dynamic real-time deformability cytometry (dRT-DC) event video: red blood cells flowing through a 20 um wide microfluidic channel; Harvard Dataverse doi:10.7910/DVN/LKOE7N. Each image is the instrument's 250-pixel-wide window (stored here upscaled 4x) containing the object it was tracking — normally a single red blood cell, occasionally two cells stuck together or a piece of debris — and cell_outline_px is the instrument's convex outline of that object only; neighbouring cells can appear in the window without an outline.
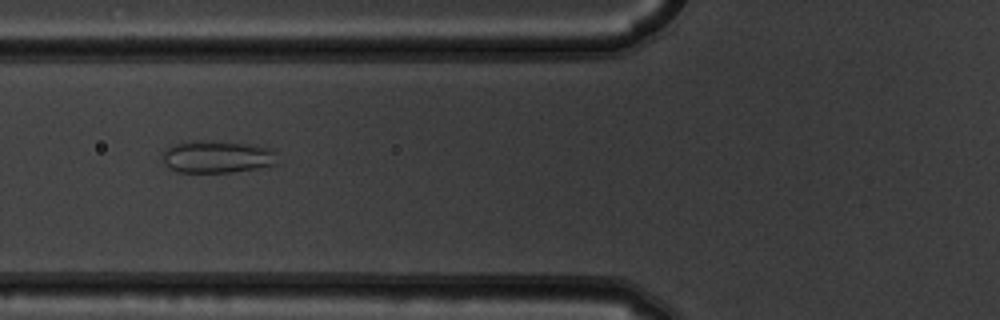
{"species": "common noctule bat (a hibernating species)", "species_latin": "Nyctalus noctula", "temperature_condition": "warm", "stored_images_in_passage": 9, "camera_frame_rate_fps": 3000, "um_per_image_px": 0.085, "animal": {"sex": "male", "body_mass_g": 19.5, "forearm_length_mm": 54.6}, "frame": {"image": 1, "passage_image": 6, "time_ms": 1.667, "image_size_px": [1000, 320], "cell_outline_px": [[280, 164], [232, 172], [176, 172], [168, 168], [164, 164], [164, 148], [176, 144], [196, 140], [212, 140], [244, 144], [272, 148], [276, 152]], "centroid_in_image_um": [18.49, 13.33], "position_along_channel_um": 107.3, "area_um2": 21.85}}
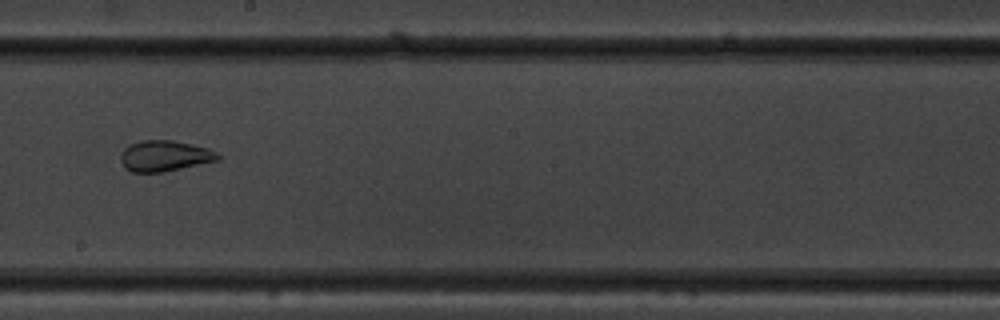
{"frame": {"image": 2, "passage_image": 9, "time_ms": 2.667, "image_size_px": [1000, 320], "cell_outline_px": [[220, 160], [164, 172], [132, 172], [124, 168], [120, 160], [120, 152], [128, 144], [144, 140], [172, 140], [192, 144], [208, 148], [216, 152], [220, 156]], "centroid_in_image_um": [13.97, 13.25], "position_along_channel_um": 234.2, "area_um2": 17.69}}